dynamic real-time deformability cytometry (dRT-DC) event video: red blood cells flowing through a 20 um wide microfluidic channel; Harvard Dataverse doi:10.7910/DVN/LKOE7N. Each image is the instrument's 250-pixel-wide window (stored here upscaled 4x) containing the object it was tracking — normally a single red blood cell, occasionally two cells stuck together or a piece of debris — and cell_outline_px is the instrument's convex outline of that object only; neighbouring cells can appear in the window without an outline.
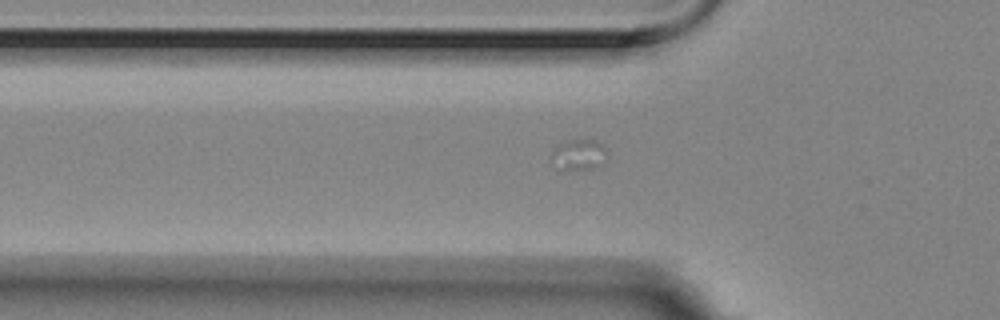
{"species": "Egyptian fruit bat (a non-hibernating species)", "species_latin": "Rousettus aegyptiacus", "temperature_condition": "room temperature", "stored_images_in_passage": 15, "camera_frame_rate_fps": 3000, "um_per_image_px": 0.085, "animal": {"sex": "female"}, "frame": {"image": 1, "passage_image": 10, "time_ms": 3.0, "image_size_px": [1000, 320], "cell_outline_px": [[608, 152], [604, 164], [592, 168], [560, 172], [552, 152], [556, 144], [564, 140], [596, 140]], "centroid_in_image_um": [49.21, 13.16], "position_along_channel_um": 76.6, "area_um2": 10.12}}